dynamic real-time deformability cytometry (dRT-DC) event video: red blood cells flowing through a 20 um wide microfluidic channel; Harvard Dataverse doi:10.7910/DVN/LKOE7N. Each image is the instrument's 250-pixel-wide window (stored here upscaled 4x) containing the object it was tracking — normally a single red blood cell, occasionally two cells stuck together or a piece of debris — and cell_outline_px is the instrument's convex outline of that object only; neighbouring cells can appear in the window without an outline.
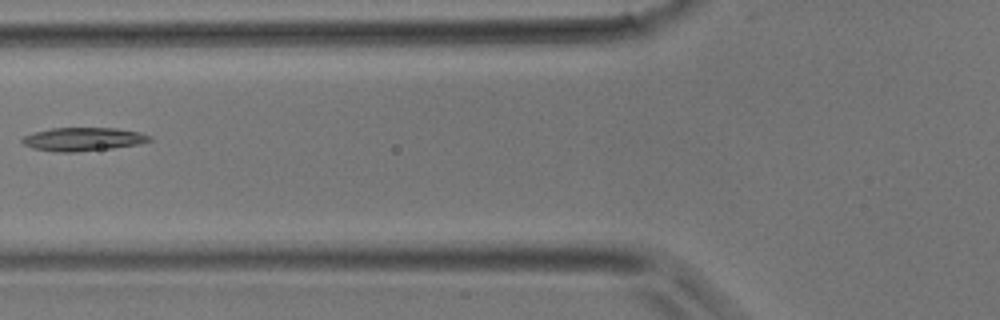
{"species": "common noctule bat (a hibernating species)", "species_latin": "Nyctalus noctula", "temperature_condition": "room temperature", "stored_images_in_passage": 6, "camera_frame_rate_fps": 3000, "um_per_image_px": 0.085, "animal": {"sex": "male", "body_mass_g": 17.9}, "frame": {"image": 1, "passage_image": 6, "time_ms": 6.0, "image_size_px": [1000, 320], "cell_outline_px": [[152, 140], [140, 144], [112, 148], [76, 152], [56, 152], [32, 148], [24, 144], [20, 140], [24, 136], [36, 132], [52, 128], [116, 128], [140, 132], [152, 136]], "centroid_in_image_um": [7.09, 11.83], "position_along_channel_um": 118.7, "area_um2": 17.4}}